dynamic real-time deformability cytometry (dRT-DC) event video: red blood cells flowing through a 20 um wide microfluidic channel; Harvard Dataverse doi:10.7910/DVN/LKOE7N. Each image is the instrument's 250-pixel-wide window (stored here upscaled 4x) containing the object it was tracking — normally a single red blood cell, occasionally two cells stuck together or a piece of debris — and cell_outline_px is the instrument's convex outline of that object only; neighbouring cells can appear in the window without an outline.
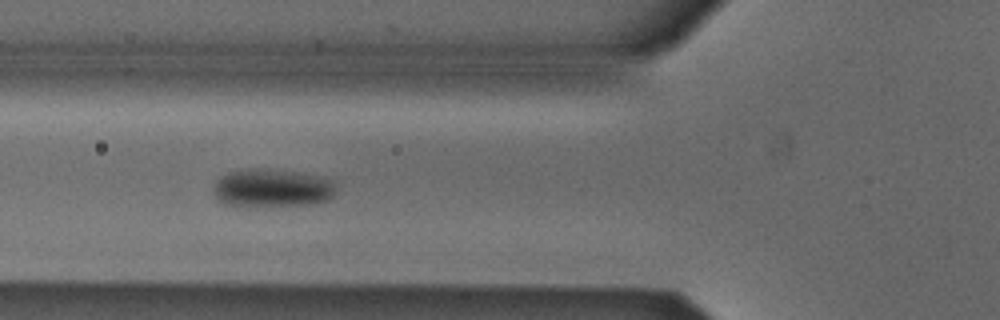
{"species": "Egyptian fruit bat (a non-hibernating species)", "species_latin": "Rousettus aegyptiacus", "temperature_condition": "cold", "stored_images_in_passage": 25, "camera_frame_rate_fps": 3000, "um_per_image_px": 0.085, "animal": {"sex": "male"}, "frame": {"image": 1, "passage_image": 17, "time_ms": 5.333, "image_size_px": [1000, 320], "cell_outline_px": [[336, 188], [332, 196], [328, 200], [312, 204], [236, 208], [220, 200], [212, 192], [212, 188], [216, 180], [220, 176], [228, 172], [248, 168], [264, 168], [296, 172], [332, 180]], "centroid_in_image_um": [23.05, 16.01], "position_along_channel_um": 102.7, "area_um2": 27.74}}
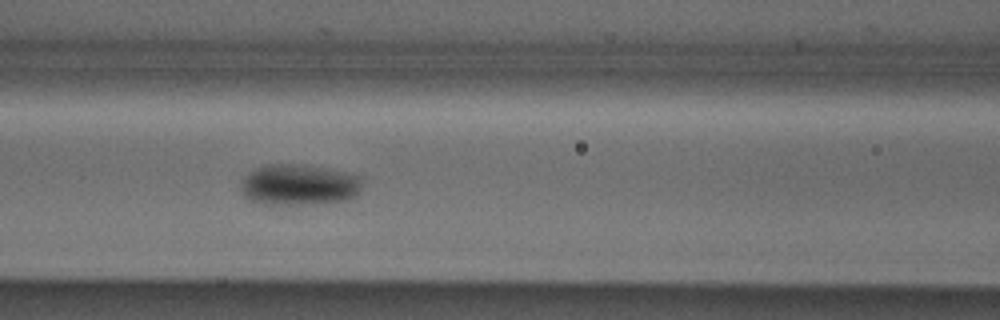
{"frame": {"image": 2, "passage_image": 20, "time_ms": 6.333, "image_size_px": [1000, 320], "cell_outline_px": [[360, 188], [348, 200], [300, 204], [264, 204], [252, 200], [244, 196], [240, 192], [240, 180], [248, 172], [256, 168], [268, 164], [292, 164], [324, 168], [360, 176]], "centroid_in_image_um": [25.31, 15.7], "position_along_channel_um": 141.3, "area_um2": 28.55}}